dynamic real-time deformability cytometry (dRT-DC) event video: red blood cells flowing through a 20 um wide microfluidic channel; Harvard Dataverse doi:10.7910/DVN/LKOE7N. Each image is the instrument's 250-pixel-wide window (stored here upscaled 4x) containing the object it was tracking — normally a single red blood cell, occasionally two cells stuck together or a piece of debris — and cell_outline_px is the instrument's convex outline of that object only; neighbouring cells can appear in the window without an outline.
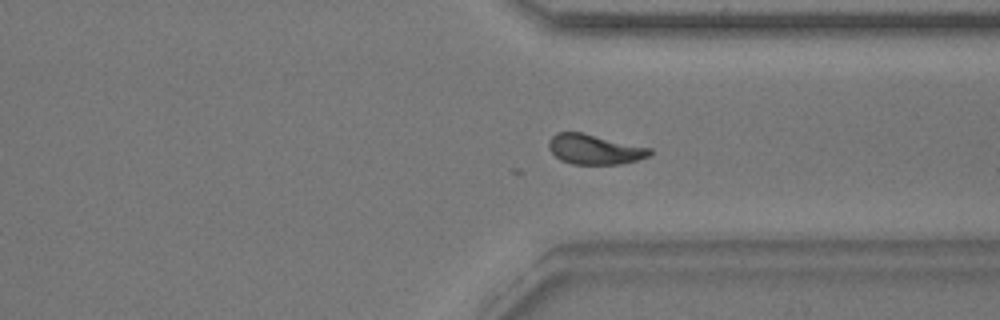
{"species": "common noctule bat (a hibernating species)", "species_latin": "Nyctalus noctula", "temperature_condition": "warm", "stored_images_in_passage": 38, "segment_of_instrument_passage": [1, 2], "camera_frame_rate_fps": 3000, "um_per_image_px": 0.085, "animal": {"sex": "male", "body_mass_g": 17.9}, "frame": {"image": 1, "passage_image": 24, "time_ms": 7.667, "image_size_px": [1000, 320], "cell_outline_px": [[652, 156], [620, 164], [572, 164], [560, 160], [548, 148], [548, 140], [556, 132], [580, 132], [652, 148]], "centroid_in_image_um": [50.54, 12.69], "position_along_channel_um": 360.9, "area_um2": 17.69}}
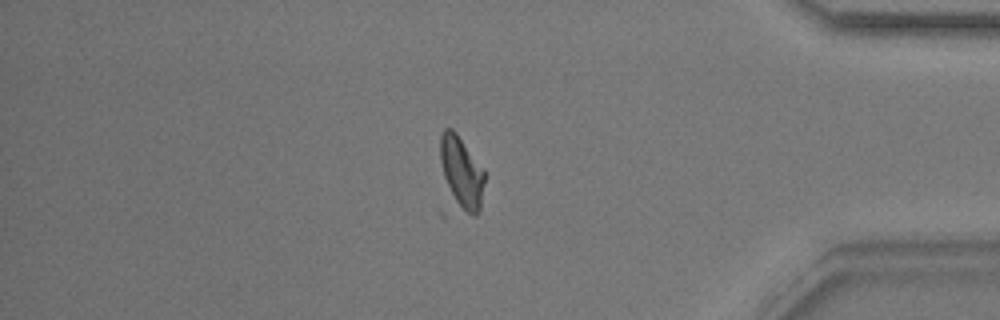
{"frame": {"image": 2, "passage_image": 29, "time_ms": 9.333, "image_size_px": [1000, 320], "cell_outline_px": [[484, 180], [480, 212], [476, 216], [472, 216], [460, 208], [456, 204], [444, 176], [440, 160], [440, 136], [444, 128], [452, 128], [456, 132], [484, 168]], "centroid_in_image_um": [39.25, 14.63], "position_along_channel_um": 396.0, "area_um2": 18.44}}